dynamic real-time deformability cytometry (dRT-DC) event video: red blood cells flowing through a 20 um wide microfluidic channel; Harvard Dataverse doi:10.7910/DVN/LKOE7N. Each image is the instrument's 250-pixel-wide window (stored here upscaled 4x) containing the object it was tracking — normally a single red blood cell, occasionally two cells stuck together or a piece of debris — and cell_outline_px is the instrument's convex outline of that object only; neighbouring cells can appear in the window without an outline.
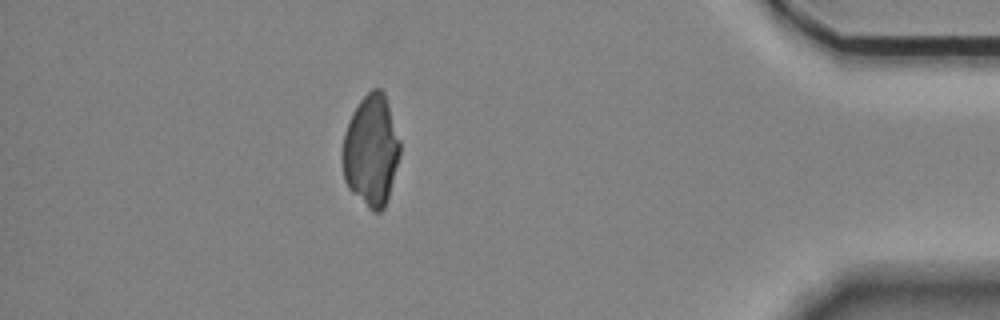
{"species": "Egyptian fruit bat (a non-hibernating species)", "species_latin": "Rousettus aegyptiacus", "temperature_condition": "room temperature", "stored_images_in_passage": 45, "camera_frame_rate_fps": 3000, "um_per_image_px": 0.085, "animal": {"sex": "female"}, "frame": {"image": 1, "passage_image": 39, "time_ms": 12.667, "image_size_px": [1000, 320], "cell_outline_px": [[400, 156], [388, 200], [384, 208], [380, 212], [372, 212], [348, 188], [344, 180], [340, 160], [340, 152], [344, 132], [352, 112], [360, 100], [372, 88], [380, 88], [384, 92], [400, 140]], "centroid_in_image_um": [31.52, 12.82], "position_along_channel_um": 403.7, "area_um2": 38.03}}